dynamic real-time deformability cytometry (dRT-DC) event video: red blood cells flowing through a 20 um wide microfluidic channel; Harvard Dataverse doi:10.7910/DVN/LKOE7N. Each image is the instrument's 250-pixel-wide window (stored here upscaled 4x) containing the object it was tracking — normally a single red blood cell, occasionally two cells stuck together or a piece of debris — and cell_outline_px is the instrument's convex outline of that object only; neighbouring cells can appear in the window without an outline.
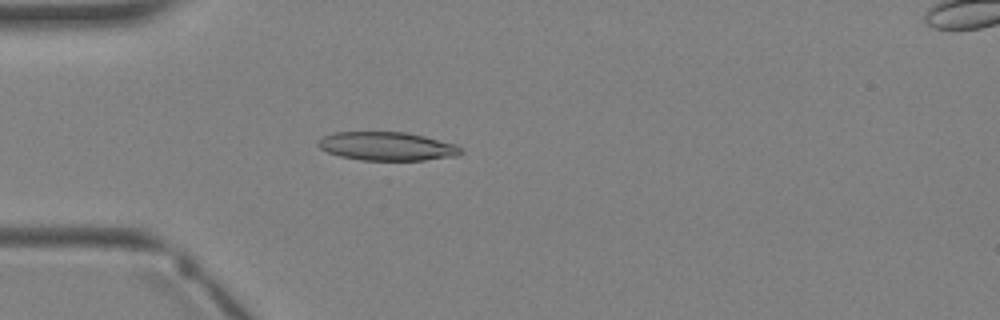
{"species": "Egyptian fruit bat (a non-hibernating species)", "species_latin": "Rousettus aegyptiacus", "temperature_condition": "warm", "stored_images_in_passage": 3, "camera_frame_rate_fps": 3000, "um_per_image_px": 0.085, "animal": {"sex": "female"}, "frame": {"image": 1, "passage_image": 3, "time_ms": 3.333, "image_size_px": [1000, 320], "cell_outline_px": [[464, 152], [460, 156], [424, 160], [360, 160], [340, 156], [328, 152], [320, 148], [316, 144], [324, 136], [332, 132], [404, 132], [424, 136], [456, 144]], "centroid_in_image_um": [32.92, 12.44], "position_along_channel_um": 52.1, "area_um2": 23.81}}